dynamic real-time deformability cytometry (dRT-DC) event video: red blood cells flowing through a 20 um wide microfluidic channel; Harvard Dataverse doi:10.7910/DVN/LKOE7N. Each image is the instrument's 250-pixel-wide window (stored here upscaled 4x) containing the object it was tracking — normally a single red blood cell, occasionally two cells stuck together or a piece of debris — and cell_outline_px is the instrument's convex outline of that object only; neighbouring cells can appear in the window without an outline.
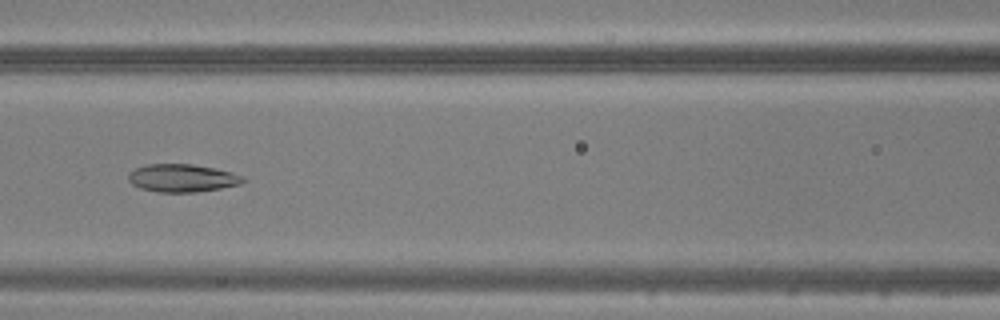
{"species": "common noctule bat (a hibernating species)", "species_latin": "Nyctalus noctula", "temperature_condition": "warm", "stored_images_in_passage": 49, "camera_frame_rate_fps": 3000, "um_per_image_px": 0.085, "animal": {"sex": "male", "body_mass_g": 20.5, "forearm_length_mm": 52.5}, "frame": {"image": 1, "passage_image": 22, "time_ms": 7.0, "image_size_px": [1000, 320], "cell_outline_px": [[244, 180], [240, 184], [220, 188], [196, 192], [156, 192], [140, 188], [132, 184], [128, 180], [128, 172], [136, 168], [148, 164], [192, 164], [216, 168], [244, 176]], "centroid_in_image_um": [15.46, 15.13], "position_along_channel_um": 151.1, "area_um2": 18.61}}
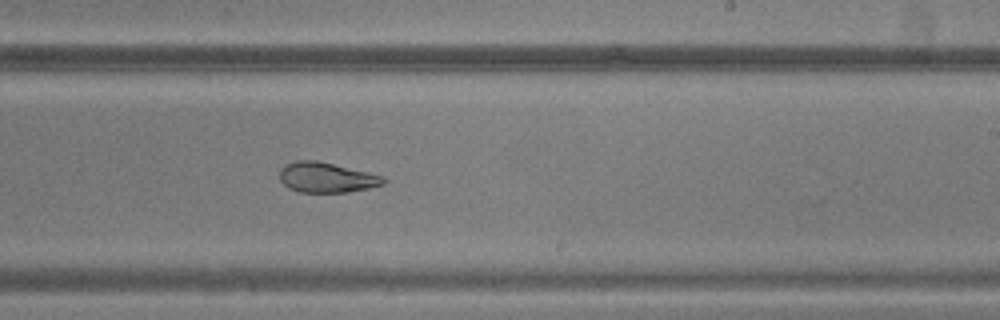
{"frame": {"image": 2, "passage_image": 30, "time_ms": 9.667, "image_size_px": [1000, 320], "cell_outline_px": [[388, 180], [384, 184], [368, 188], [348, 192], [300, 192], [288, 188], [280, 180], [280, 168], [284, 164], [296, 160], [316, 160], [368, 172], [384, 176]], "centroid_in_image_um": [27.75, 15.08], "position_along_channel_um": 261.3, "area_um2": 18.32}}
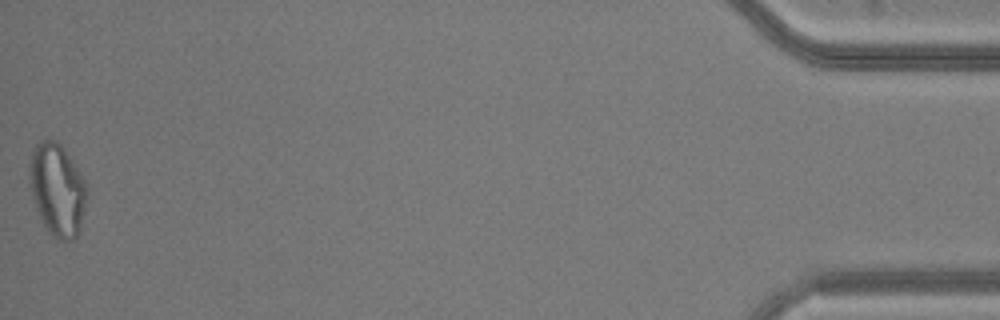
{"frame": {"image": 3, "passage_image": 49, "time_ms": 16.0, "image_size_px": [1000, 320], "cell_outline_px": [[88, 196], [80, 232], [72, 240], [60, 240], [52, 236], [44, 224], [36, 208], [32, 192], [28, 164], [32, 152], [36, 144], [40, 140], [56, 140], [60, 144], [72, 160], [88, 184]], "centroid_in_image_um": [4.91, 16.13], "position_along_channel_um": 430.3, "area_um2": 30.98}}